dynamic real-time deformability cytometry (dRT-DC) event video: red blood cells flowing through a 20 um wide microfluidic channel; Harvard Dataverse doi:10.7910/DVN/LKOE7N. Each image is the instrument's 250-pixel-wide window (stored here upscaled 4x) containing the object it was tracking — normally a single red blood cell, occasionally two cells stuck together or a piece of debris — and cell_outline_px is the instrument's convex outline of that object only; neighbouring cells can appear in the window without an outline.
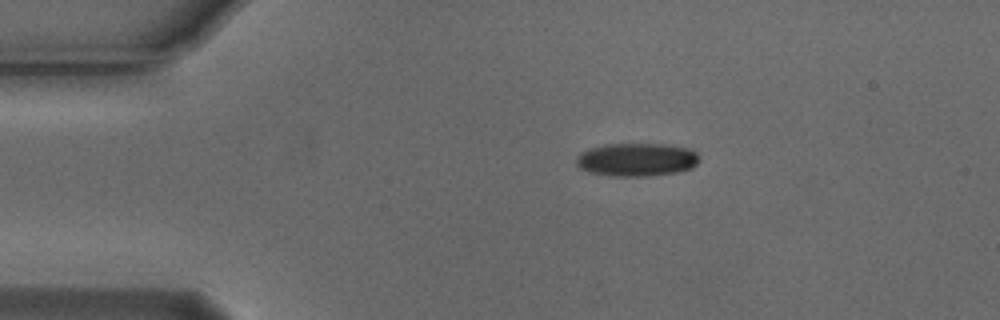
{"species": "Egyptian fruit bat (a non-hibernating species)", "species_latin": "Rousettus aegyptiacus", "temperature_condition": "cold", "stored_images_in_passage": 3, "camera_frame_rate_fps": 3000, "um_per_image_px": 0.085, "animal": {"sex": "male"}, "frame": {"image": 1, "passage_image": 1, "time_ms": 0.0, "image_size_px": [1000, 320], "cell_outline_px": [[700, 160], [692, 168], [676, 172], [644, 176], [616, 176], [588, 172], [580, 168], [576, 164], [576, 156], [580, 152], [604, 144], [668, 144], [692, 148], [700, 156]], "centroid_in_image_um": [54.14, 13.55], "position_along_channel_um": 30.9, "area_um2": 23.99}}